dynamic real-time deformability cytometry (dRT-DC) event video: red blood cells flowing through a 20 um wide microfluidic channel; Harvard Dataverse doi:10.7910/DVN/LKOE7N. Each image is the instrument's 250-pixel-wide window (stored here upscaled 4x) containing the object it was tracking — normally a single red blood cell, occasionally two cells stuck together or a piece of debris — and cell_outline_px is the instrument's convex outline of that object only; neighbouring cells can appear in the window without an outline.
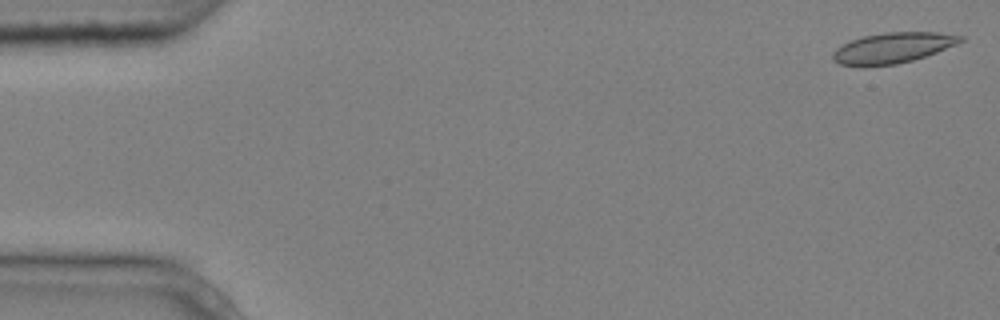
{"species": "common noctule bat (a hibernating species)", "species_latin": "Nyctalus noctula", "temperature_condition": "cold", "stored_images_in_passage": 7, "camera_frame_rate_fps": 3000, "um_per_image_px": 0.085, "animal": {"sex": "male", "body_mass_g": 20.4}, "frame": {"image": 1, "passage_image": 1, "time_ms": 0.0, "image_size_px": [1000, 320], "cell_outline_px": [[964, 40], [956, 44], [936, 52], [912, 60], [896, 64], [840, 64], [832, 60], [832, 52], [836, 48], [852, 40], [864, 36], [884, 32], [936, 32], [964, 36]], "centroid_in_image_um": [75.91, 4.04], "position_along_channel_um": 9.1, "area_um2": 22.08}}
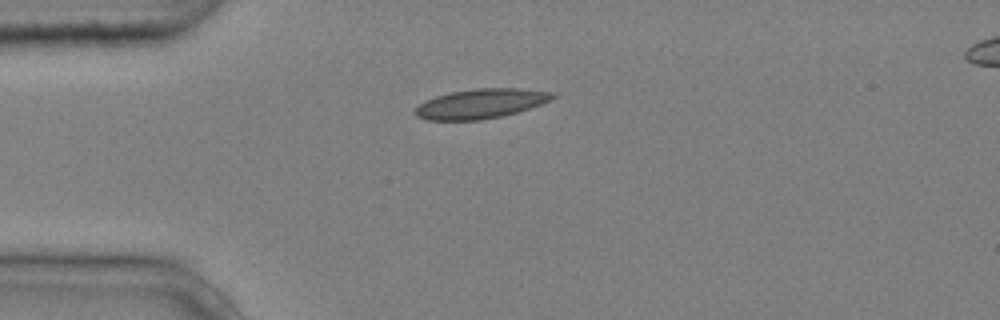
{"frame": {"image": 2, "passage_image": 4, "time_ms": 1.0, "image_size_px": [1000, 320], "cell_outline_px": [[556, 96], [552, 100], [516, 112], [500, 116], [480, 120], [424, 120], [416, 116], [412, 112], [424, 100], [436, 96], [452, 92], [476, 88], [520, 88], [556, 92]], "centroid_in_image_um": [40.86, 8.8], "position_along_channel_um": 44.1, "area_um2": 23.76}}
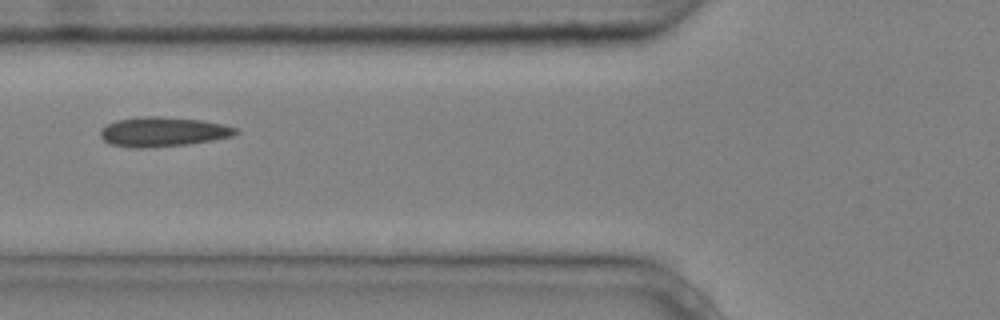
{"frame": {"image": 3, "passage_image": 6, "time_ms": 1.667, "image_size_px": [1000, 320], "cell_outline_px": [[240, 132], [232, 136], [212, 140], [188, 144], [140, 148], [132, 148], [112, 144], [104, 140], [100, 136], [100, 128], [116, 120], [144, 116], [160, 116], [200, 120], [224, 124], [236, 128]], "centroid_in_image_um": [13.84, 11.2], "position_along_channel_um": 112.0, "area_um2": 23.24}}